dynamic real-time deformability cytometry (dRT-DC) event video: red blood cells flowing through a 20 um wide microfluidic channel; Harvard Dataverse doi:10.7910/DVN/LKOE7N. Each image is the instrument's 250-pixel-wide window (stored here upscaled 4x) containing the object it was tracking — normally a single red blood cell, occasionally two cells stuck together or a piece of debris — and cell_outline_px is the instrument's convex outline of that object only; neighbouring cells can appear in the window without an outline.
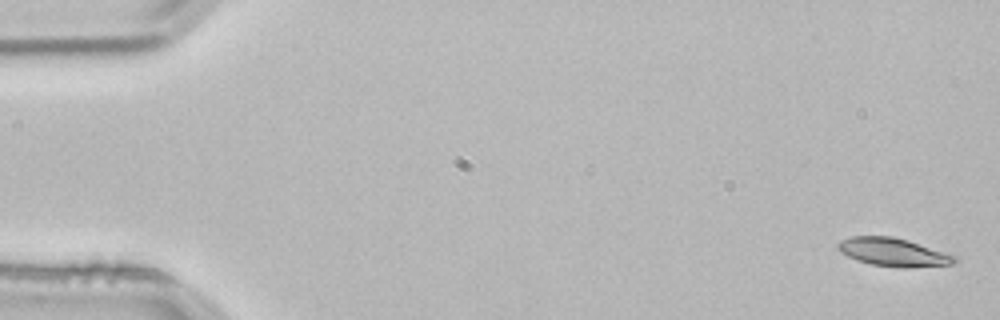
{"species": "common noctule bat (a hibernating species)", "species_latin": "Nyctalus noctula", "temperature_condition": "room temperature", "stored_images_in_passage": 3, "camera_frame_rate_fps": 3000, "um_per_image_px": 0.085, "animal": {"sex": "male", "body_mass_g": 21.5, "forearm_length_mm": 52.0}, "frame": {"image": 1, "passage_image": 3, "time_ms": 0.667, "image_size_px": [1000, 320], "cell_outline_px": [[956, 260], [952, 264], [904, 268], [872, 264], [856, 260], [840, 252], [836, 248], [836, 244], [840, 240], [852, 236], [892, 236], [908, 240], [956, 256]], "centroid_in_image_um": [75.87, 21.42], "position_along_channel_um": 9.1, "area_um2": 19.07}}